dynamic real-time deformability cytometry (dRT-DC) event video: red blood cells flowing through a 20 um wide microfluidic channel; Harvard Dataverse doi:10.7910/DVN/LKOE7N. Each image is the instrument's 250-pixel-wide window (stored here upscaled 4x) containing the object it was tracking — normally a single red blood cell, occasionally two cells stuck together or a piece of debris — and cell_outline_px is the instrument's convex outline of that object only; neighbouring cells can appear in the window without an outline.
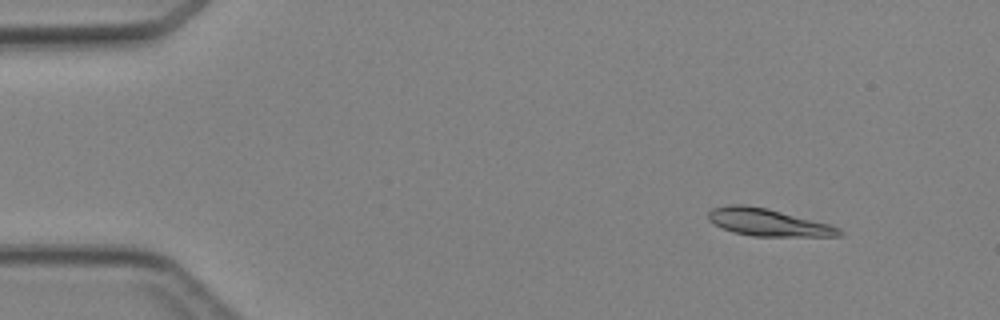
{"species": "Egyptian fruit bat (a non-hibernating species)", "species_latin": "Rousettus aegyptiacus", "temperature_condition": "cold", "stored_images_in_passage": 3, "camera_frame_rate_fps": 3000, "um_per_image_px": 0.085, "animal": {"sex": "female"}, "frame": {"image": 1, "passage_image": 1, "time_ms": 0.0, "image_size_px": [1000, 320], "cell_outline_px": [[844, 232], [840, 236], [752, 236], [736, 232], [724, 228], [708, 220], [708, 212], [712, 208], [728, 204], [744, 204], [768, 208], [832, 224], [840, 228]], "centroid_in_image_um": [65.33, 18.88], "position_along_channel_um": 19.7, "area_um2": 20.92}}